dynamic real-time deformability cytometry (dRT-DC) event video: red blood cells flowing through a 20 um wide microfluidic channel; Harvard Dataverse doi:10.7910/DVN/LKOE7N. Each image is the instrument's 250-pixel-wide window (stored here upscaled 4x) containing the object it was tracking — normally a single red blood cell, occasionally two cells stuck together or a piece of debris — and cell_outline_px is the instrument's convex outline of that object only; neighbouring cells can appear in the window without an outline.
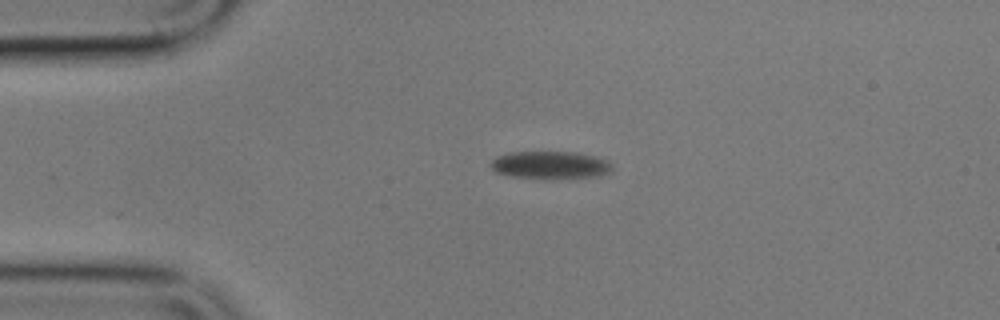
{"species": "common noctule bat (a hibernating species)", "species_latin": "Nyctalus noctula", "temperature_condition": "cold", "stored_images_in_passage": 8, "camera_frame_rate_fps": 3000, "um_per_image_px": 0.085, "animal": {"sex": "male", "body_mass_g": 17.9}, "frame": {"image": 1, "passage_image": 1, "time_ms": 0.0, "image_size_px": [1000, 320], "cell_outline_px": [[612, 172], [600, 176], [544, 180], [512, 176], [496, 172], [492, 168], [492, 160], [496, 156], [512, 152], [576, 152], [592, 156], [604, 160], [612, 164]], "centroid_in_image_um": [46.79, 14.05], "position_along_channel_um": 38.2, "area_um2": 19.77}}
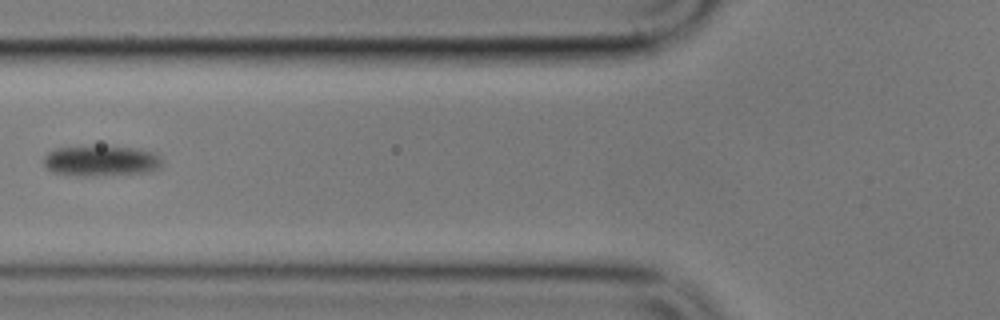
{"frame": {"image": 2, "passage_image": 4, "time_ms": 3.667, "image_size_px": [1000, 320], "cell_outline_px": [[164, 164], [160, 168], [152, 172], [88, 176], [76, 176], [52, 172], [44, 164], [44, 156], [48, 152], [56, 148], [136, 148], [156, 152], [160, 156]], "centroid_in_image_um": [8.66, 13.71], "position_along_channel_um": 117.1, "area_um2": 20.81}}
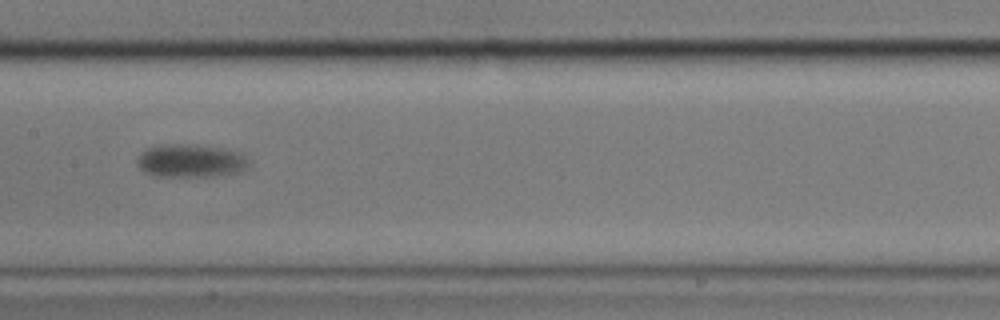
{"frame": {"image": 3, "passage_image": 6, "time_ms": 6.0, "image_size_px": [1000, 320], "cell_outline_px": [[252, 160], [244, 168], [236, 172], [204, 176], [152, 176], [144, 172], [136, 164], [136, 160], [148, 148], [180, 144], [188, 144], [220, 148], [240, 152]], "centroid_in_image_um": [16.21, 13.68], "position_along_channel_um": 191.2, "area_um2": 21.04}}